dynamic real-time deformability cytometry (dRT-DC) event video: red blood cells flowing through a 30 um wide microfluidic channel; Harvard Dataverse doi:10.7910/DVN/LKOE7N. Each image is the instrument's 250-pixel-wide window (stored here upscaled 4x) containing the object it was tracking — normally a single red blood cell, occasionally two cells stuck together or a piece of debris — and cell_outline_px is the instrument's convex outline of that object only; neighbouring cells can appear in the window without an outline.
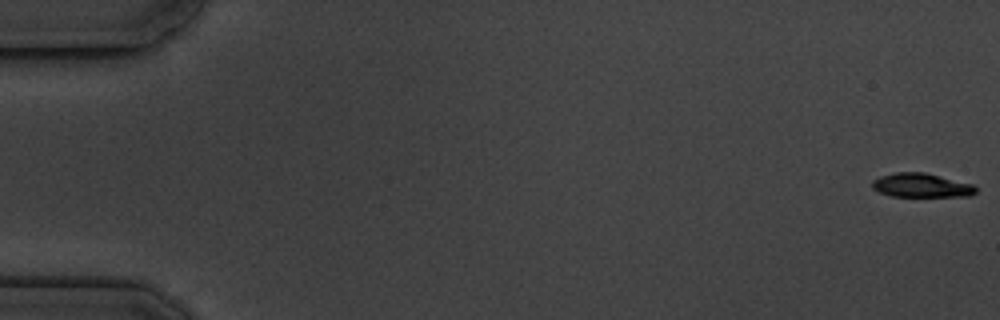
{"species": "common noctule bat (a hibernating species)", "species_latin": "Nyctalus noctula", "temperature_condition": "cold", "stored_images_in_passage": 7, "camera_frame_rate_fps": 3000, "um_per_image_px": 0.085, "animal": {"sex": "male", "body_mass_g": 19.5, "forearm_length_mm": 54.6}, "frame": {"image": 1, "passage_image": 1, "time_ms": 0.0, "image_size_px": [1000, 320], "cell_outline_px": [[976, 192], [968, 196], [892, 196], [880, 192], [872, 188], [872, 180], [880, 176], [896, 172], [924, 172], [972, 184], [976, 188]], "centroid_in_image_um": [78.28, 15.75], "position_along_channel_um": 6.7, "area_um2": 14.33}}